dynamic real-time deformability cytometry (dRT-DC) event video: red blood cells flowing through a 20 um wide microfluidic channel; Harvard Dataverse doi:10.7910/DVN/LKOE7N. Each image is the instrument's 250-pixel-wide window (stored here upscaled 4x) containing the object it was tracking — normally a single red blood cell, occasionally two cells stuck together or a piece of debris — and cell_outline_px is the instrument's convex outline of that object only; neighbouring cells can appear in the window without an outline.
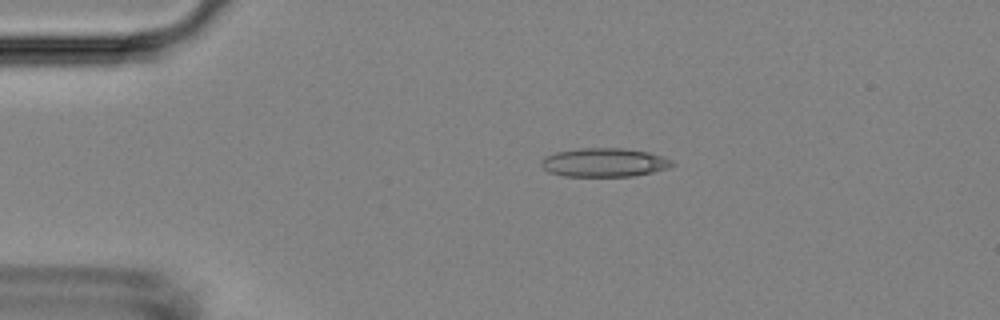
{"species": "Egyptian fruit bat (a non-hibernating species)", "species_latin": "Rousettus aegyptiacus", "temperature_condition": "room temperature", "stored_images_in_passage": 5, "camera_frame_rate_fps": 3000, "um_per_image_px": 0.085, "animal": {"sex": "female"}, "frame": {"image": 1, "passage_image": 1, "time_ms": 0.0, "image_size_px": [1000, 320], "cell_outline_px": [[676, 164], [668, 168], [652, 172], [632, 176], [564, 176], [548, 172], [540, 164], [540, 160], [544, 156], [556, 152], [580, 148], [624, 148], [648, 152], [672, 160]], "centroid_in_image_um": [51.33, 13.81], "position_along_channel_um": 33.7, "area_um2": 21.96}}
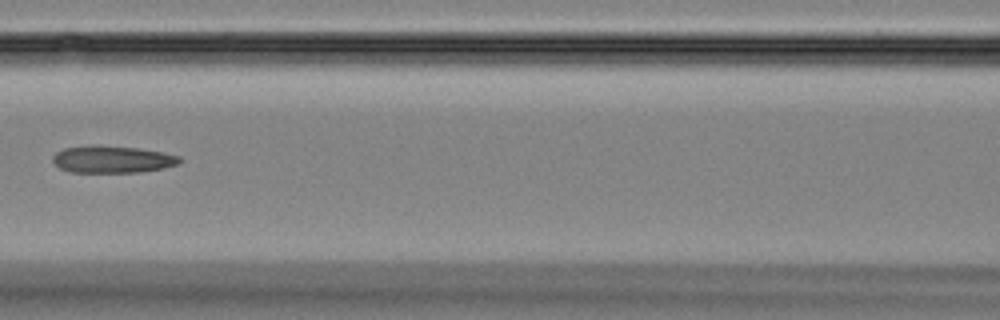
{"frame": {"image": 2, "passage_image": 4, "time_ms": 1.0, "image_size_px": [1000, 320], "cell_outline_px": [[184, 160], [180, 164], [164, 168], [140, 172], [72, 172], [60, 168], [52, 160], [52, 156], [56, 152], [64, 148], [92, 144], [96, 144], [136, 148], [160, 152], [180, 156]], "centroid_in_image_um": [9.56, 13.53], "position_along_channel_um": 157.0, "area_um2": 20.23}}
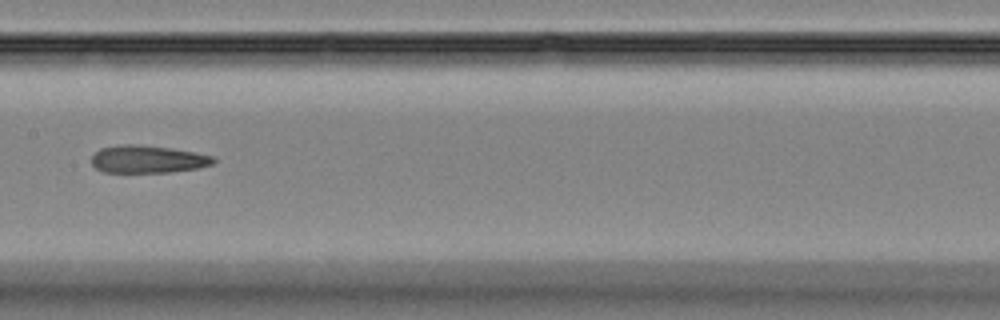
{"frame": {"image": 3, "passage_image": 5, "time_ms": 1.333, "image_size_px": [1000, 320], "cell_outline_px": [[216, 160], [212, 164], [196, 168], [168, 172], [104, 172], [96, 168], [92, 164], [92, 156], [100, 148], [128, 144], [136, 144], [168, 148], [196, 152], [212, 156]], "centroid_in_image_um": [12.54, 13.53], "position_along_channel_um": 194.9, "area_um2": 19.31}}